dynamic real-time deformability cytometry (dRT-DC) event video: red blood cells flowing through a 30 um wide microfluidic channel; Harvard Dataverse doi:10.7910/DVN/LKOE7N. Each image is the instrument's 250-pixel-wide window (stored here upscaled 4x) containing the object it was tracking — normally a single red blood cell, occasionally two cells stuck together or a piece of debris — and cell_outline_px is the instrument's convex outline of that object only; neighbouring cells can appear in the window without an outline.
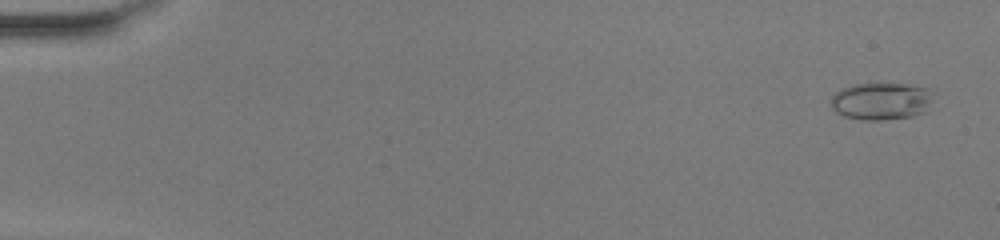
{"species": "common noctule bat (a hibernating species)", "species_latin": "Nyctalus noctula", "temperature_condition": "warm", "stored_images_in_passage": 51, "camera_frame_rate_fps": 3000, "um_per_image_px": 0.085, "animal": {"sex": "female", "body_mass_g": 20.0, "forearm_length_mm": 54.0}, "frame": {"image": 1, "passage_image": 3, "time_ms": 0.667, "image_size_px": [1000, 240], "cell_outline_px": [[936, 108], [928, 112], [912, 116], [884, 120], [860, 120], [844, 116], [836, 112], [832, 108], [832, 96], [840, 88], [852, 84], [912, 84], [928, 88], [932, 92]], "centroid_in_image_um": [75.01, 8.61], "position_along_channel_um": 10.0, "area_um2": 23.0}}
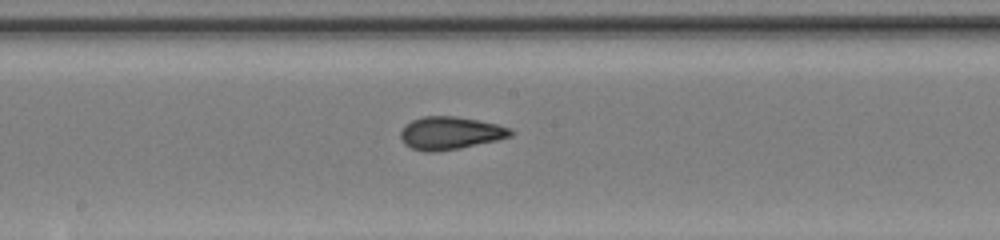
{"frame": {"image": 2, "passage_image": 29, "time_ms": 9.333, "image_size_px": [1000, 240], "cell_outline_px": [[516, 132], [512, 136], [496, 140], [460, 148], [436, 152], [424, 152], [412, 148], [404, 144], [400, 136], [400, 132], [404, 124], [412, 120], [424, 116], [456, 116], [496, 124], [512, 128]], "centroid_in_image_um": [38.26, 11.31], "position_along_channel_um": 209.9, "area_um2": 21.15}}
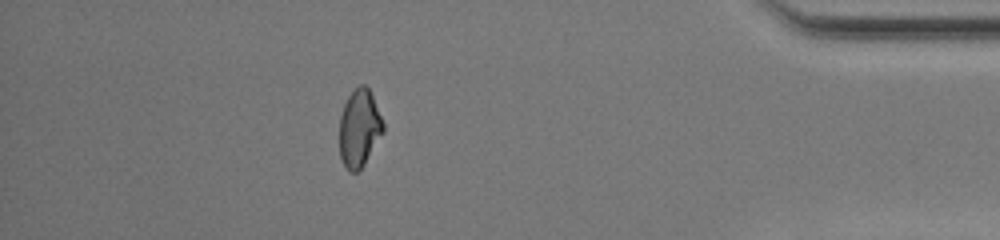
{"frame": {"image": 3, "passage_image": 46, "time_ms": 15.0, "image_size_px": [1000, 240], "cell_outline_px": [[384, 132], [364, 164], [356, 172], [348, 172], [340, 160], [340, 116], [344, 104], [348, 96], [360, 84], [364, 84], [368, 88], [372, 96], [384, 124]], "centroid_in_image_um": [30.53, 10.93], "position_along_channel_um": 404.7, "area_um2": 19.65}}